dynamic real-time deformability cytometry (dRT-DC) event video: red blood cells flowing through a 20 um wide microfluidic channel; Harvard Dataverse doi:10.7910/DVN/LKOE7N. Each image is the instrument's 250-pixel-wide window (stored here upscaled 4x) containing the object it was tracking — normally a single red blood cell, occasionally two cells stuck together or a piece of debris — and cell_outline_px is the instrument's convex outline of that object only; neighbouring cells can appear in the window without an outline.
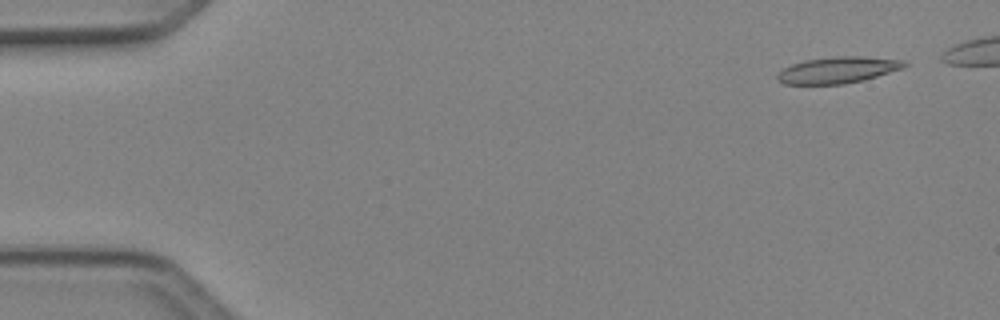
{"species": "Egyptian fruit bat (a non-hibernating species)", "species_latin": "Rousettus aegyptiacus", "temperature_condition": "cold", "stored_images_in_passage": 6, "camera_frame_rate_fps": 3000, "um_per_image_px": 0.085, "animal": {"sex": "female"}, "frame": {"image": 1, "passage_image": 1, "time_ms": 0.0, "image_size_px": [1000, 320], "cell_outline_px": [[908, 64], [904, 68], [864, 80], [844, 84], [784, 84], [776, 80], [776, 76], [784, 68], [792, 64], [804, 60], [832, 56], [860, 56], [908, 60]], "centroid_in_image_um": [71.25, 5.94], "position_along_channel_um": 13.7, "area_um2": 19.77}}
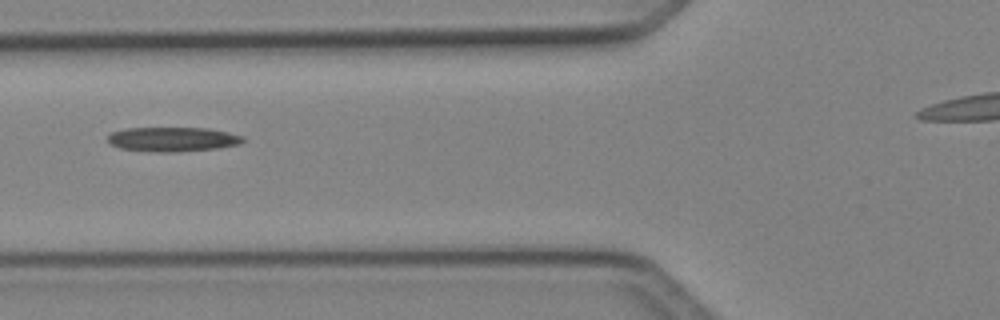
{"frame": {"image": 2, "passage_image": 5, "time_ms": 1.333, "image_size_px": [1000, 320], "cell_outline_px": [[244, 140], [240, 144], [216, 148], [176, 152], [156, 152], [120, 148], [112, 144], [108, 140], [108, 136], [112, 132], [128, 128], [208, 128], [228, 132], [244, 136]], "centroid_in_image_um": [14.71, 11.83], "position_along_channel_um": 111.1, "area_um2": 19.13}}
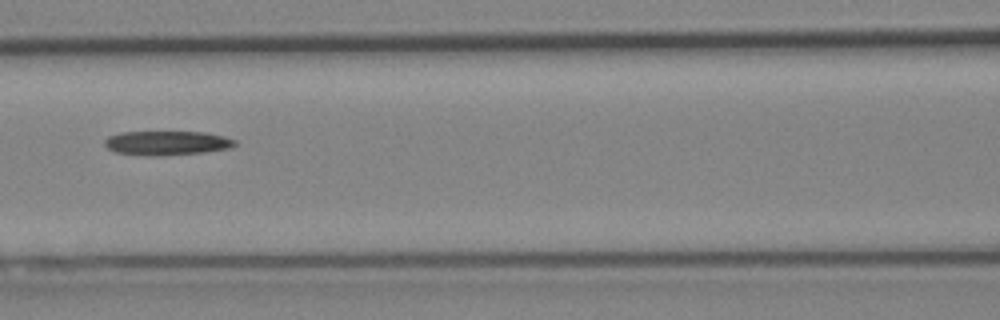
{"frame": {"image": 3, "passage_image": 6, "time_ms": 1.667, "image_size_px": [1000, 320], "cell_outline_px": [[236, 144], [228, 148], [204, 152], [160, 156], [116, 152], [108, 148], [104, 144], [104, 140], [108, 136], [120, 132], [204, 132], [224, 136], [236, 140]], "centroid_in_image_um": [14.18, 12.14], "position_along_channel_um": 152.4, "area_um2": 18.21}}